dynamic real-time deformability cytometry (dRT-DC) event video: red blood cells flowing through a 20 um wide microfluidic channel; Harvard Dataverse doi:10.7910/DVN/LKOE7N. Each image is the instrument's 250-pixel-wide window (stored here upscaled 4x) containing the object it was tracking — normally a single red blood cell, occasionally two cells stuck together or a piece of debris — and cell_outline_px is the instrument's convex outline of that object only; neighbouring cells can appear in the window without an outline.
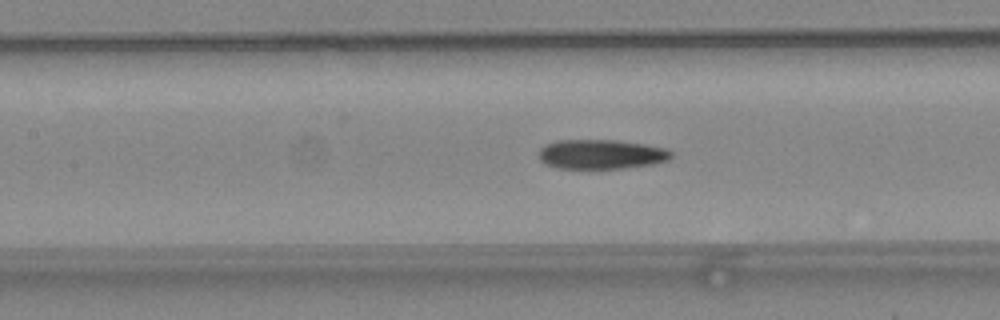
{"species": "common noctule bat (a hibernating species)", "species_latin": "Nyctalus noctula", "temperature_condition": "warm", "stored_images_in_passage": 39, "camera_frame_rate_fps": 3000, "um_per_image_px": 0.085, "animal": {"sex": "female", "body_mass_g": 24.6, "forearm_length_mm": 56.2}, "frame": {"image": 1, "passage_image": 22, "time_ms": 7.0, "image_size_px": [1000, 320], "cell_outline_px": [[672, 156], [668, 160], [652, 164], [624, 168], [556, 168], [544, 164], [540, 160], [540, 148], [544, 144], [556, 140], [620, 140], [668, 148], [672, 152]], "centroid_in_image_um": [51.1, 13.1], "position_along_channel_um": 156.3, "area_um2": 22.95}}
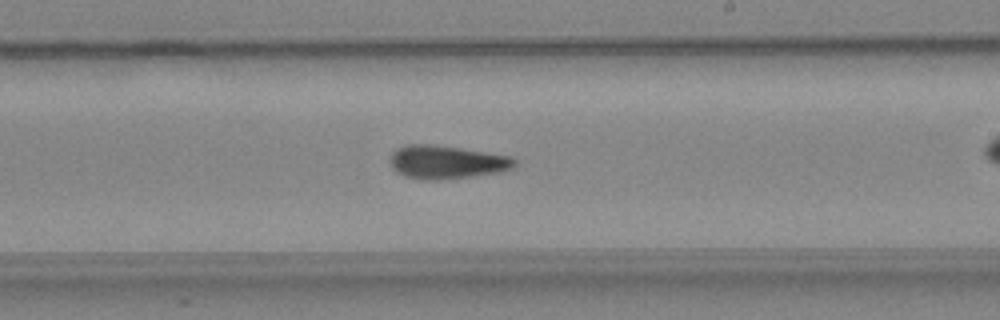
{"frame": {"image": 2, "passage_image": 29, "time_ms": 9.333, "image_size_px": [1000, 320], "cell_outline_px": [[516, 164], [512, 168], [500, 172], [472, 176], [436, 180], [420, 180], [404, 176], [396, 172], [392, 168], [388, 160], [392, 152], [396, 148], [404, 144], [432, 144], [460, 148], [512, 156], [516, 160]], "centroid_in_image_um": [37.91, 13.77], "position_along_channel_um": 251.1, "area_um2": 24.51}}
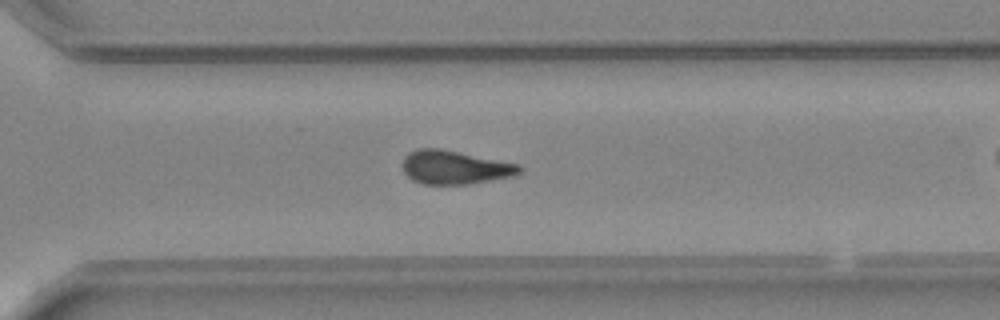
{"frame": {"image": 3, "passage_image": 35, "time_ms": 11.333, "image_size_px": [1000, 320], "cell_outline_px": [[520, 172], [512, 176], [492, 180], [468, 184], [420, 184], [412, 180], [404, 172], [400, 164], [404, 156], [408, 152], [416, 148], [440, 148], [520, 164]], "centroid_in_image_um": [38.58, 14.21], "position_along_channel_um": 332.0, "area_um2": 23.12}}